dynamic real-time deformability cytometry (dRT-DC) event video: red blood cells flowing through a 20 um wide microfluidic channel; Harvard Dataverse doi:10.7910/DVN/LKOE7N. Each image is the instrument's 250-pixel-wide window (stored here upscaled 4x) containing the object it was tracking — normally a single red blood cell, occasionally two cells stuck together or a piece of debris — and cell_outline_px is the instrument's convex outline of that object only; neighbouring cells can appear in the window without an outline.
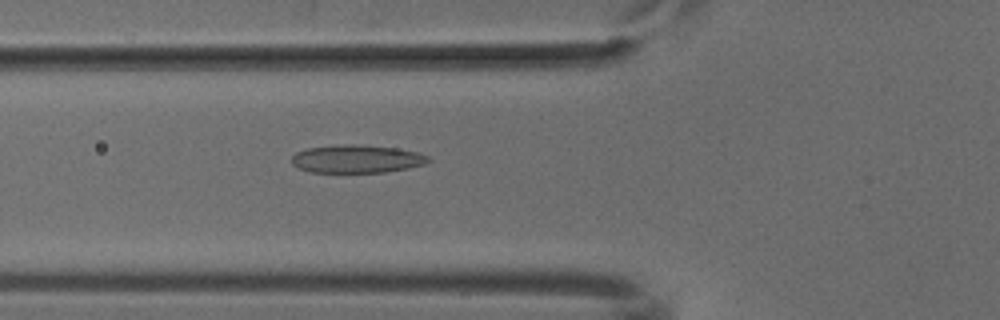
{"species": "common noctule bat (a hibernating species)", "species_latin": "Nyctalus noctula", "temperature_condition": "cold", "stored_images_in_passage": 52, "camera_frame_rate_fps": 3000, "um_per_image_px": 0.085, "animal": {"sex": "male", "body_mass_g": 18.8}, "frame": {"image": 1, "passage_image": 19, "time_ms": 6.0, "image_size_px": [1000, 320], "cell_outline_px": [[432, 160], [424, 164], [408, 168], [384, 172], [312, 172], [296, 168], [292, 164], [292, 156], [296, 152], [308, 148], [348, 144], [352, 144], [396, 148], [420, 152], [428, 156]], "centroid_in_image_um": [30.33, 13.51], "position_along_channel_um": 95.5, "area_um2": 22.25}}
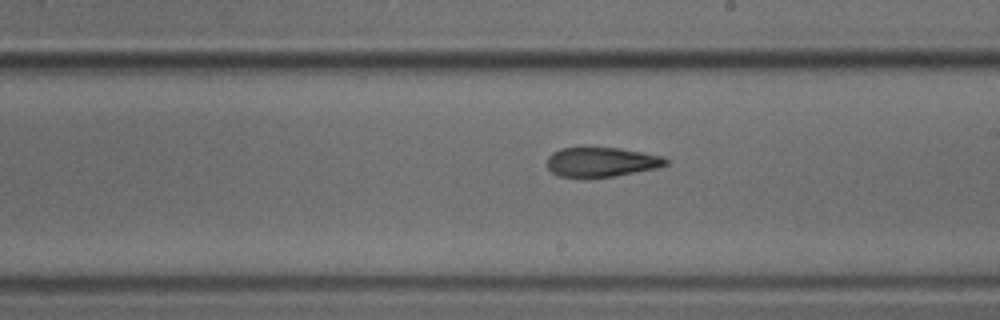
{"frame": {"image": 2, "passage_image": 30, "time_ms": 9.667, "image_size_px": [1000, 320], "cell_outline_px": [[668, 164], [660, 168], [616, 176], [560, 176], [552, 172], [548, 168], [548, 156], [552, 152], [560, 148], [584, 144], [620, 148], [664, 156], [668, 160]], "centroid_in_image_um": [51.14, 13.71], "position_along_channel_um": 237.9, "area_um2": 21.15}}
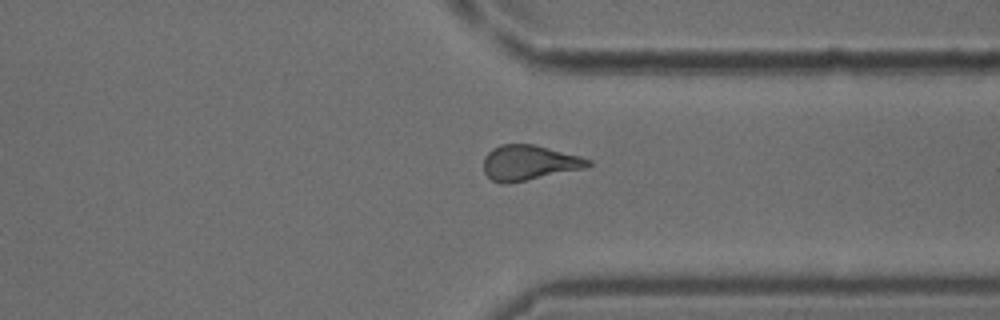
{"frame": {"image": 3, "passage_image": 40, "time_ms": 13.0, "image_size_px": [1000, 320], "cell_outline_px": [[592, 164], [584, 168], [508, 184], [492, 180], [484, 172], [484, 156], [492, 148], [500, 144], [532, 144], [580, 156], [592, 160]], "centroid_in_image_um": [44.95, 13.82], "position_along_channel_um": 366.4, "area_um2": 21.21}}